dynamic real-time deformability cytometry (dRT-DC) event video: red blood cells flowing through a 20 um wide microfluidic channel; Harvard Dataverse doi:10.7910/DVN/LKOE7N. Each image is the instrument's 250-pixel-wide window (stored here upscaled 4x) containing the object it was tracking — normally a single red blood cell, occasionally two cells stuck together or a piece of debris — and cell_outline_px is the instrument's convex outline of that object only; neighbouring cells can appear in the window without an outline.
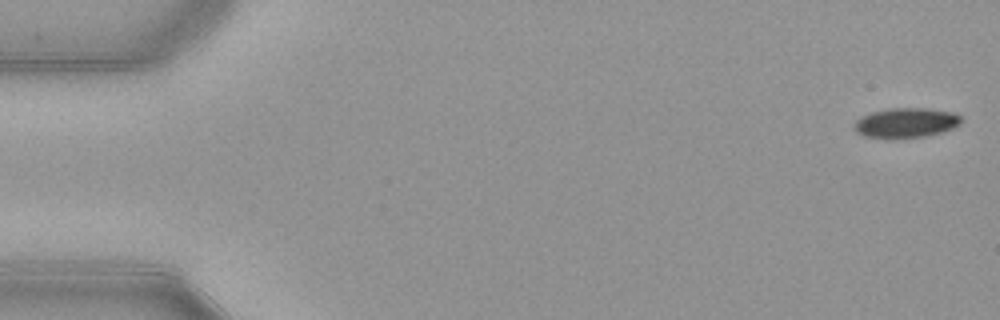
{"species": "common noctule bat (a hibernating species)", "species_latin": "Nyctalus noctula", "temperature_condition": "warm", "stored_images_in_passage": 10, "camera_frame_rate_fps": 3000, "um_per_image_px": 0.085, "animal": {"sex": "female", "body_mass_g": 21.9}, "frame": {"image": 1, "passage_image": 1, "time_ms": 0.0, "image_size_px": [1000, 320], "cell_outline_px": [[960, 124], [952, 128], [940, 132], [924, 136], [892, 140], [888, 140], [864, 136], [856, 132], [852, 128], [852, 124], [860, 116], [872, 112], [888, 108], [928, 108], [952, 112], [960, 116]], "centroid_in_image_um": [76.91, 10.46], "position_along_channel_um": 8.1, "area_um2": 19.02}}